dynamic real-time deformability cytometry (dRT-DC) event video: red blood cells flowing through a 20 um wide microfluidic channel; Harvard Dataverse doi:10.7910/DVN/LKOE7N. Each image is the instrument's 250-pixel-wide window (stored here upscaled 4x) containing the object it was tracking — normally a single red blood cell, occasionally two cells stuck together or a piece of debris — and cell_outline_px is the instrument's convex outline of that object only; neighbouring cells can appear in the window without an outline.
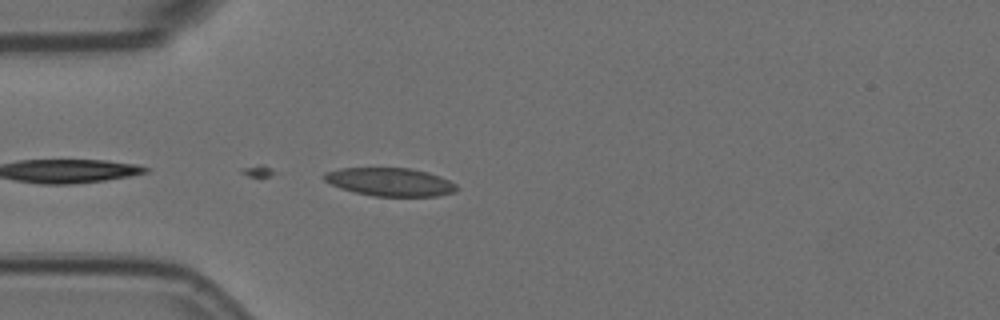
{"species": "Egyptian fruit bat (a non-hibernating species)", "species_latin": "Rousettus aegyptiacus", "temperature_condition": "room temperature", "stored_images_in_passage": 42, "camera_frame_rate_fps": 3000, "um_per_image_px": 0.085, "animal": {"sex": "female"}, "frame": {"image": 1, "passage_image": 1, "time_ms": 0.0, "image_size_px": [1000, 320], "cell_outline_px": [[460, 188], [456, 192], [436, 196], [372, 196], [340, 188], [324, 180], [320, 176], [324, 172], [340, 168], [412, 168], [428, 172], [440, 176], [456, 184]], "centroid_in_image_um": [33.16, 15.46], "position_along_channel_um": 51.8, "area_um2": 21.96}}
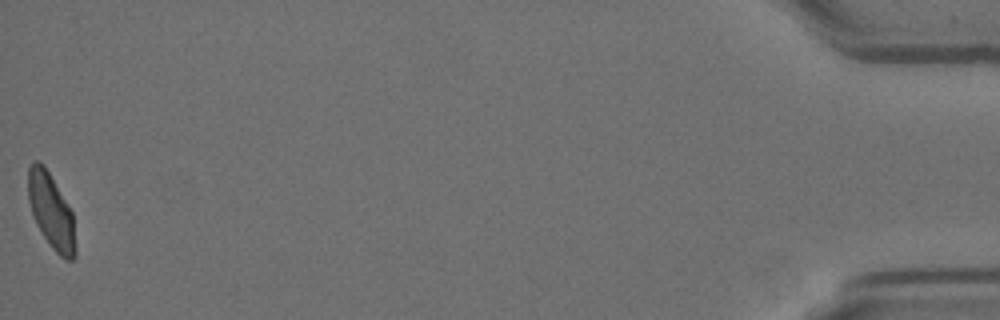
{"frame": {"image": 2, "passage_image": 42, "time_ms": 13.667, "image_size_px": [1000, 320], "cell_outline_px": [[76, 256], [72, 260], [64, 260], [52, 248], [36, 224], [32, 216], [28, 200], [28, 168], [32, 160], [40, 160], [44, 164], [68, 204], [72, 212], [76, 248]], "centroid_in_image_um": [4.34, 17.93], "position_along_channel_um": 430.9, "area_um2": 20.92}}